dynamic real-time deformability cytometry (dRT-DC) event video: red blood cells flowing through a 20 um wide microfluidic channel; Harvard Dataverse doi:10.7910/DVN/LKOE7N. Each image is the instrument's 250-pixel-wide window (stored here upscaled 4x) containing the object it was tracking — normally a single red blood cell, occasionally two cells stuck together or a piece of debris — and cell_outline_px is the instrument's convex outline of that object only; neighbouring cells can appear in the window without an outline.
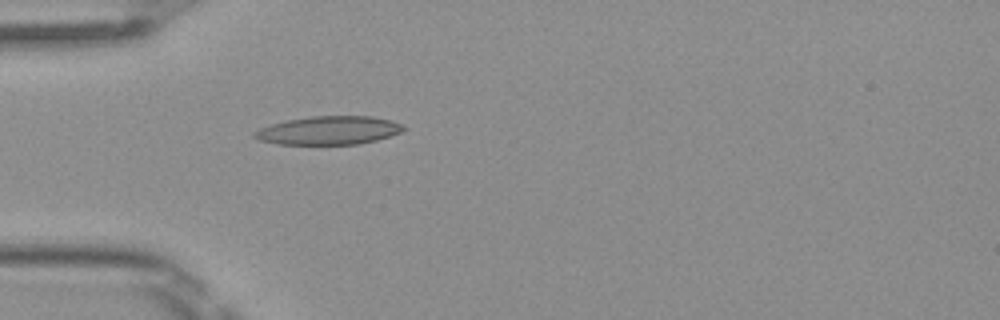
{"species": "Egyptian fruit bat (a non-hibernating species)", "species_latin": "Rousettus aegyptiacus", "temperature_condition": "room temperature", "stored_images_in_passage": 4, "camera_frame_rate_fps": 3000, "um_per_image_px": 0.085, "frame": {"image": 1, "passage_image": 4, "time_ms": 1.0, "image_size_px": [1000, 320], "cell_outline_px": [[408, 128], [400, 132], [376, 140], [356, 144], [276, 144], [260, 140], [252, 136], [252, 132], [260, 128], [272, 124], [288, 120], [312, 116], [372, 116], [388, 120], [400, 124]], "centroid_in_image_um": [27.91, 11.08], "position_along_channel_um": 57.1, "area_um2": 24.45}}